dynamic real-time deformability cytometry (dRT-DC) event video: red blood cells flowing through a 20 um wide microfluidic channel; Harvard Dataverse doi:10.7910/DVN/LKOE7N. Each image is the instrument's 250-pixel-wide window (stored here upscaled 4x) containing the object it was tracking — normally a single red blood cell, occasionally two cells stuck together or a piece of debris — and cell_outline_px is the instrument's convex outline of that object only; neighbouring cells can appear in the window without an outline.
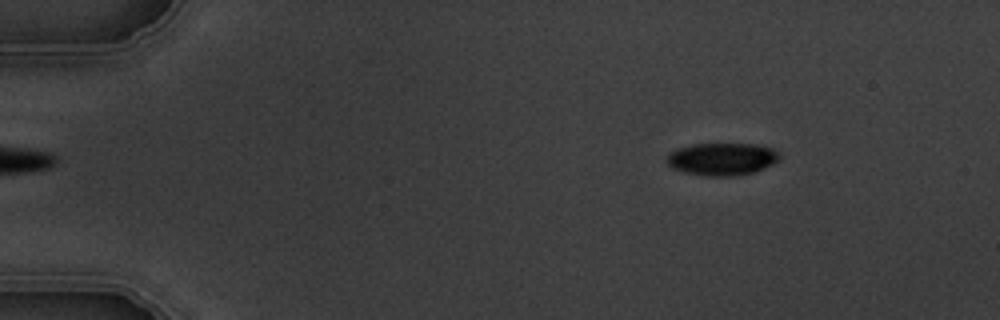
{"species": "common noctule bat (a hibernating species)", "species_latin": "Nyctalus noctula", "temperature_condition": "warm", "stored_images_in_passage": 5, "camera_frame_rate_fps": 3000, "um_per_image_px": 0.085, "animal": {"sex": "male", "body_mass_g": 19.5, "forearm_length_mm": 54.6}, "frame": {"image": 1, "passage_image": 2, "time_ms": 1.333, "image_size_px": [1000, 320], "cell_outline_px": [[780, 160], [764, 168], [752, 172], [732, 176], [704, 176], [684, 172], [672, 168], [664, 160], [668, 152], [692, 144], [756, 144], [772, 148], [780, 156]], "centroid_in_image_um": [61.33, 13.52], "position_along_channel_um": 23.7, "area_um2": 21.39}}